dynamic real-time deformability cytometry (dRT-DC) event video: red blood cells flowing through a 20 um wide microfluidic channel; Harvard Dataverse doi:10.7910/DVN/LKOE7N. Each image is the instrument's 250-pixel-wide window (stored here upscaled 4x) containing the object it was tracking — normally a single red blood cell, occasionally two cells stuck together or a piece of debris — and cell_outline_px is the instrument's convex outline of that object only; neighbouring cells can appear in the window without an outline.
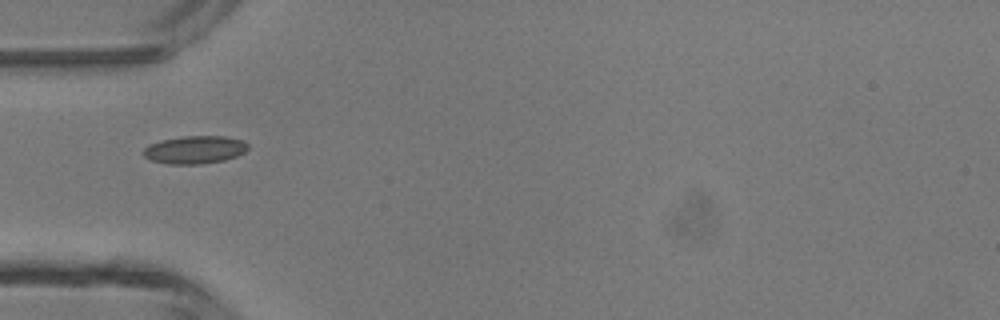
{"species": "common noctule bat (a hibernating species)", "species_latin": "Nyctalus noctula", "temperature_condition": "room temperature", "stored_images_in_passage": 1, "camera_frame_rate_fps": 3000, "um_per_image_px": 0.085, "animal": {"sex": "male", "body_mass_g": 13.3}, "frame": {"image": 1, "passage_image": 1, "time_ms": 0.0, "image_size_px": [1000, 320], "cell_outline_px": [[248, 148], [244, 152], [236, 156], [224, 160], [200, 164], [168, 164], [152, 160], [144, 156], [144, 148], [148, 144], [164, 140], [184, 136], [224, 136], [244, 140], [248, 144]], "centroid_in_image_um": [16.58, 12.72], "position_along_channel_um": 68.4, "area_um2": 16.88}}